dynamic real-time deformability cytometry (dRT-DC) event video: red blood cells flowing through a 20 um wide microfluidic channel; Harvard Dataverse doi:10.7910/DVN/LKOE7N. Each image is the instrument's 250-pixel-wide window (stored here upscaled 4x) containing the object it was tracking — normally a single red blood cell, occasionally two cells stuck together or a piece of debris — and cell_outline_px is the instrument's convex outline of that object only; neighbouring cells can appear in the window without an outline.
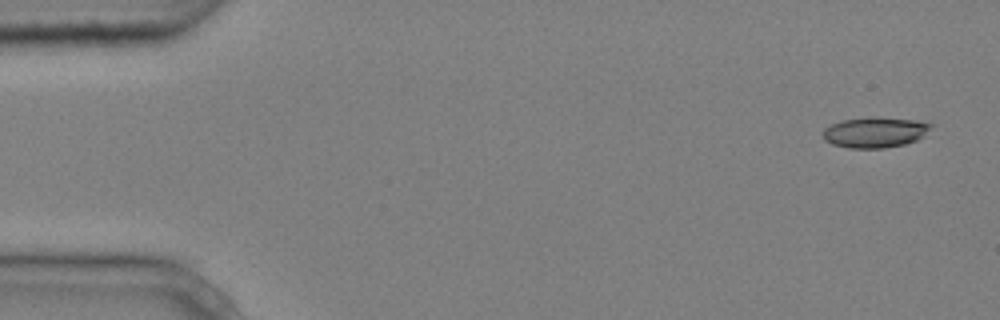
{"species": "common noctule bat (a hibernating species)", "species_latin": "Nyctalus noctula", "temperature_condition": "cold", "stored_images_in_passage": 10, "camera_frame_rate_fps": 3000, "um_per_image_px": 0.085, "animal": {"sex": "male", "body_mass_g": 20.4}, "frame": {"image": 1, "passage_image": 1, "time_ms": 0.0, "image_size_px": [1000, 320], "cell_outline_px": [[932, 128], [924, 136], [916, 140], [904, 144], [884, 148], [848, 148], [832, 144], [824, 140], [824, 128], [840, 120], [872, 116], [916, 120], [932, 124]], "centroid_in_image_um": [74.38, 11.24], "position_along_channel_um": 10.6, "area_um2": 19.36}}
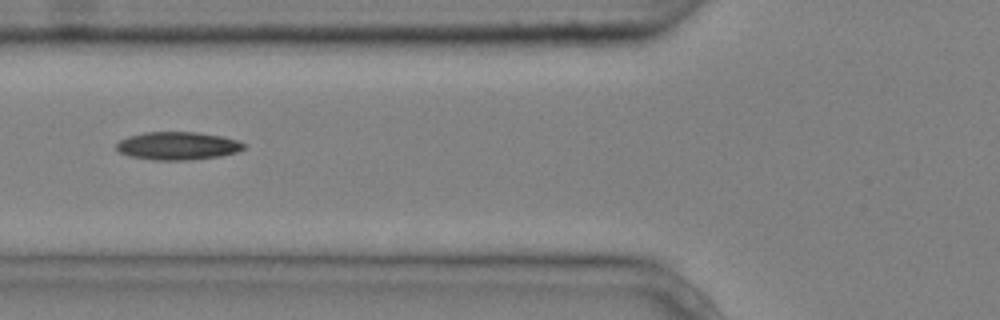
{"frame": {"image": 2, "passage_image": 5, "time_ms": 1.333, "image_size_px": [1000, 320], "cell_outline_px": [[244, 148], [236, 152], [220, 156], [192, 160], [156, 160], [128, 156], [120, 152], [116, 148], [116, 144], [120, 140], [128, 136], [144, 132], [196, 132], [220, 136], [236, 140], [244, 144]], "centroid_in_image_um": [15.06, 12.4], "position_along_channel_um": 110.7, "area_um2": 20.69}}
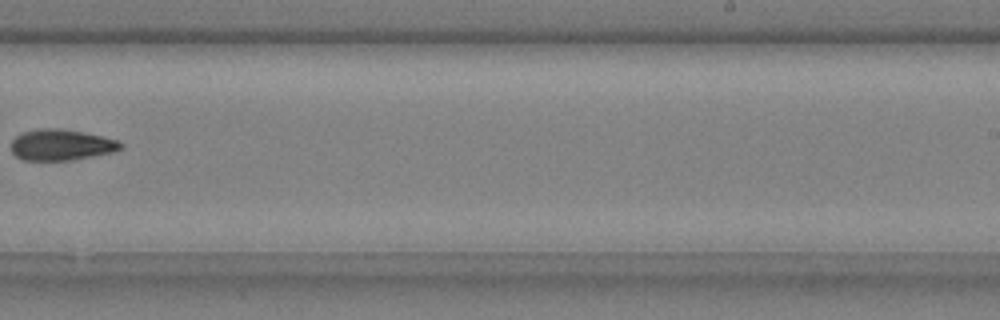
{"frame": {"image": 3, "passage_image": 9, "time_ms": 2.667, "image_size_px": [1000, 320], "cell_outline_px": [[124, 148], [112, 152], [72, 160], [20, 160], [12, 152], [12, 140], [20, 132], [36, 128], [60, 128], [104, 136], [120, 140], [124, 144]], "centroid_in_image_um": [5.22, 12.3], "position_along_channel_um": 283.8, "area_um2": 20.11}}